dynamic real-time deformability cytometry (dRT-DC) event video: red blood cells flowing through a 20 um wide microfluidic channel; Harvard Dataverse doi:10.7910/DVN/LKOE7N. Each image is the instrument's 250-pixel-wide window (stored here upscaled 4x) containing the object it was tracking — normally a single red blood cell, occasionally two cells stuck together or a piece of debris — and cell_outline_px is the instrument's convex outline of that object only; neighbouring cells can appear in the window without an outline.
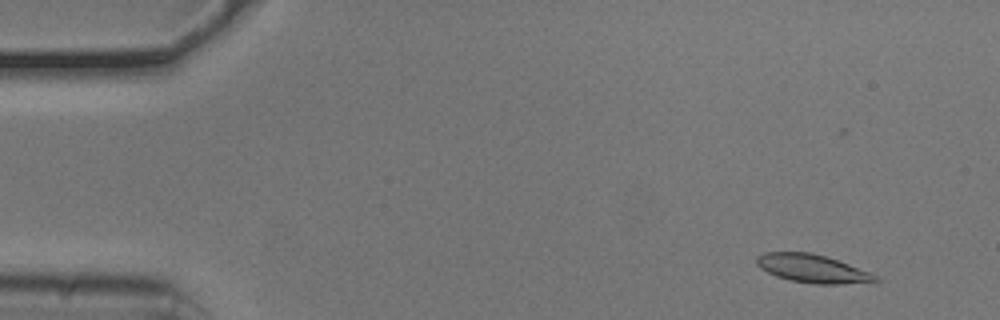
{"species": "common noctule bat (a hibernating species)", "species_latin": "Nyctalus noctula", "temperature_condition": "cold", "stored_images_in_passage": 51, "camera_frame_rate_fps": 3000, "um_per_image_px": 0.085, "animal": {"sex": "male", "body_mass_g": 20.5, "forearm_length_mm": 52.5}, "frame": {"image": 1, "passage_image": 2, "time_ms": 0.333, "image_size_px": [1000, 320], "cell_outline_px": [[880, 280], [840, 284], [816, 284], [788, 280], [776, 276], [760, 268], [756, 264], [756, 256], [764, 252], [808, 252], [824, 256], [848, 264], [868, 272], [876, 276]], "centroid_in_image_um": [68.96, 22.82], "position_along_channel_um": 16.0, "area_um2": 19.19}}
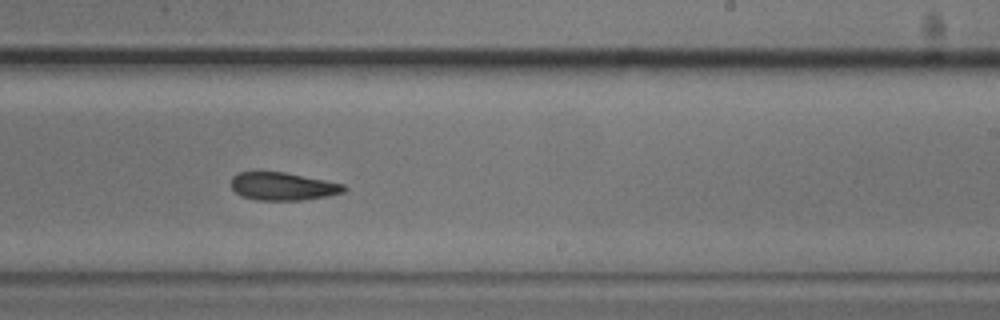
{"frame": {"image": 2, "passage_image": 30, "time_ms": 9.667, "image_size_px": [1000, 320], "cell_outline_px": [[348, 188], [344, 192], [328, 196], [300, 200], [256, 200], [240, 196], [232, 188], [232, 176], [236, 172], [284, 172], [344, 184]], "centroid_in_image_um": [24.03, 15.84], "position_along_channel_um": 265.0, "area_um2": 18.32}}
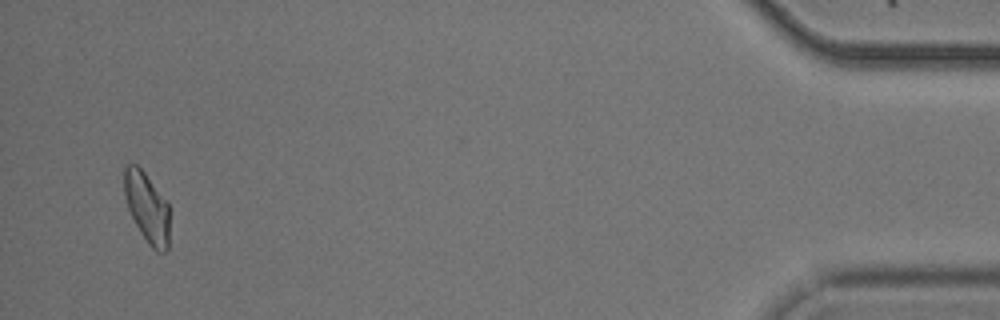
{"frame": {"image": 3, "passage_image": 49, "time_ms": 16.0, "image_size_px": [1000, 320], "cell_outline_px": [[168, 248], [164, 252], [156, 252], [148, 244], [140, 232], [128, 208], [124, 196], [124, 168], [128, 164], [136, 164], [144, 172], [168, 204]], "centroid_in_image_um": [12.47, 17.65], "position_along_channel_um": 422.7, "area_um2": 18.21}, "authors_computed_cell_mechanics": {"area_um2": 19.1896, "velocity_mm_per_s": 3.7771, "shape_relaxation_time_tau1_ms": 5.6669, "shape_relaxation_time_tau2_ms": 5.646, "deformation_change_tau1": 0.1467, "deformation_change_tau2": 0.1283}}